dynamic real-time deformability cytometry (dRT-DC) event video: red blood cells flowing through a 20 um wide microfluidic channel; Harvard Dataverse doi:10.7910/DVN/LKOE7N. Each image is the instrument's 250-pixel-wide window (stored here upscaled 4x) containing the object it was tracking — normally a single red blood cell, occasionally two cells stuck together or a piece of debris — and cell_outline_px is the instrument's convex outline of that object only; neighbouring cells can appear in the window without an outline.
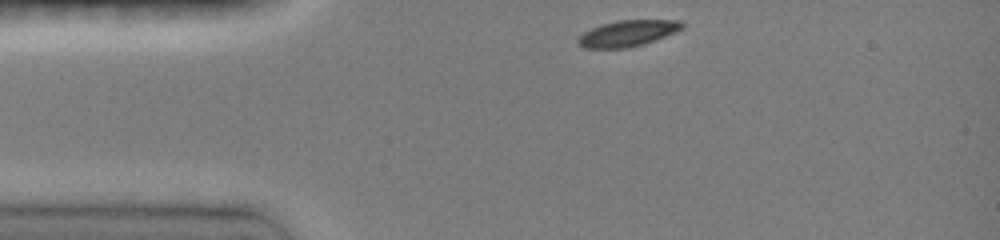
{"species": "common noctule bat (a hibernating species)", "species_latin": "Nyctalus noctula", "temperature_condition": "room temperature", "stored_images_in_passage": 37, "camera_frame_rate_fps": 3000, "um_per_image_px": 0.085, "animal": {"sex": "female", "body_mass_g": 19.0, "forearm_length_mm": 51.5}, "frame": {"image": 1, "passage_image": 1, "time_ms": 0.0, "image_size_px": [1000, 240], "cell_outline_px": [[684, 28], [676, 32], [656, 40], [644, 44], [628, 48], [584, 48], [576, 44], [576, 40], [584, 32], [600, 24], [616, 20], [680, 20], [684, 24]], "centroid_in_image_um": [53.35, 2.83], "position_along_channel_um": 31.6, "area_um2": 16.07}}
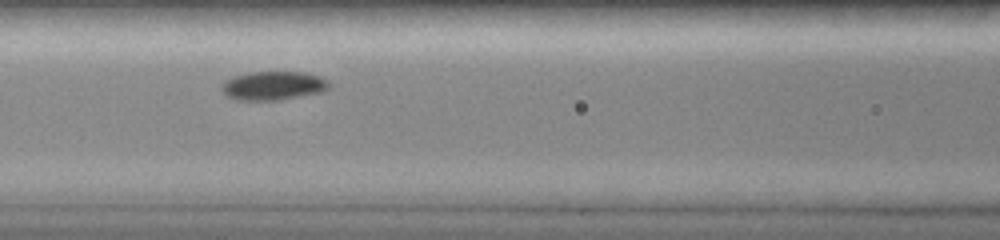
{"frame": {"image": 2, "passage_image": 13, "time_ms": 3.667, "image_size_px": [1000, 240], "cell_outline_px": [[328, 88], [320, 92], [280, 100], [236, 100], [224, 96], [220, 88], [224, 80], [248, 72], [304, 72], [320, 76], [328, 80]], "centroid_in_image_um": [23.17, 7.28], "position_along_channel_um": 143.4, "area_um2": 18.09}}
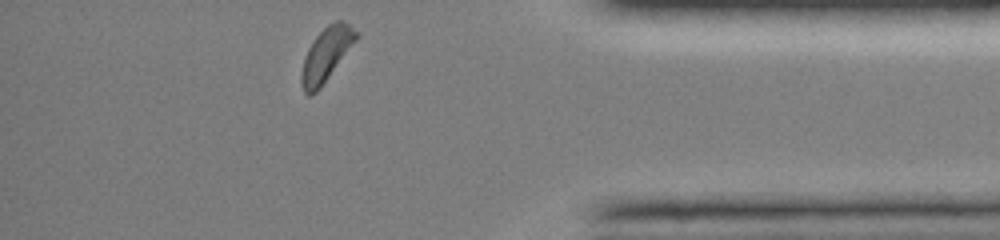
{"frame": {"image": 3, "passage_image": 37, "time_ms": 10.667, "image_size_px": [1000, 240], "cell_outline_px": [[360, 32], [356, 40], [320, 88], [316, 92], [308, 96], [304, 92], [300, 80], [300, 76], [304, 56], [308, 48], [316, 36], [328, 24], [336, 20], [340, 20], [348, 24]], "centroid_in_image_um": [27.71, 4.63], "position_along_channel_um": 407.5, "area_um2": 16.94}, "authors_computed_cell_mechanics": {"area_um2": 17.1088, "velocity_mm_per_s": 4.004, "shape_relaxation_time_tau1_ms": 1.3822, "shape_relaxation_time_tau2_ms": null, "deformation_change_tau1": 0.0845, "deformation_change_tau2": null}}